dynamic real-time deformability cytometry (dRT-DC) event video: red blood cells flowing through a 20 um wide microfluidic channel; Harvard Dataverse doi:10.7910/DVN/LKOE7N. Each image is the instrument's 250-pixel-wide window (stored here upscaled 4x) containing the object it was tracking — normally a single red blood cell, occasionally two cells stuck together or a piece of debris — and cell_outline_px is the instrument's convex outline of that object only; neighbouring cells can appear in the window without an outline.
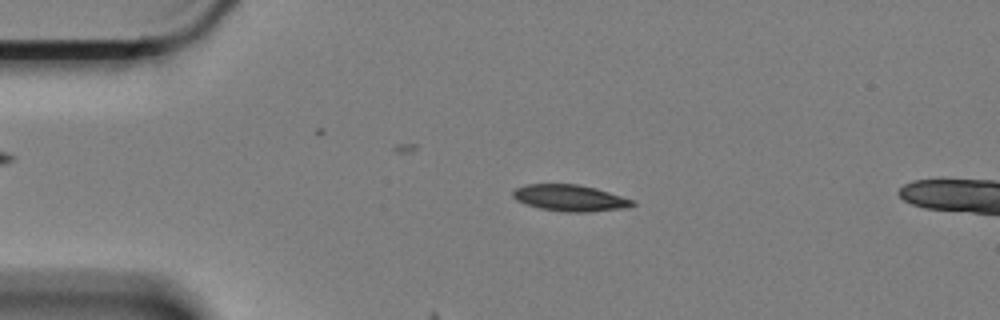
{"species": "Egyptian fruit bat (a non-hibernating species)", "species_latin": "Rousettus aegyptiacus", "temperature_condition": "cold", "stored_images_in_passage": 38, "camera_frame_rate_fps": 3000, "um_per_image_px": 0.085, "animal": {"sex": "female"}, "frame": {"image": 1, "passage_image": 9, "time_ms": 2.667, "image_size_px": [1000, 320], "cell_outline_px": [[636, 204], [624, 208], [584, 212], [564, 212], [540, 208], [516, 200], [512, 196], [512, 192], [516, 188], [524, 184], [576, 184], [596, 188], [636, 200]], "centroid_in_image_um": [48.46, 16.82], "position_along_channel_um": 36.5, "area_um2": 18.38}}